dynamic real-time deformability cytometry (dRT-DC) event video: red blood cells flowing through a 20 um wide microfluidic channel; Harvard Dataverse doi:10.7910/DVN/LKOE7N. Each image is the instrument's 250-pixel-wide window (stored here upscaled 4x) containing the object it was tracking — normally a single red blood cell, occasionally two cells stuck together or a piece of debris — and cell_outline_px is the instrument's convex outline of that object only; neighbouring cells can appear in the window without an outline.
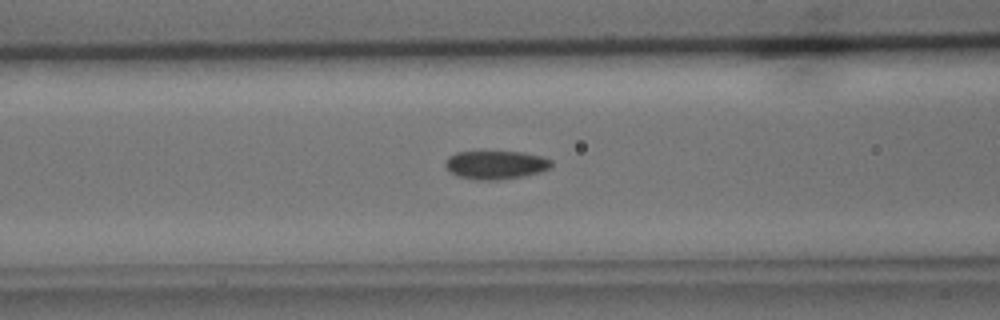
{"species": "common noctule bat (a hibernating species)", "species_latin": "Nyctalus noctula", "temperature_condition": "cold", "stored_images_in_passage": 45, "camera_frame_rate_fps": 3000, "um_per_image_px": 0.085, "animal": {"sex": "male", "body_mass_g": 15.6}, "frame": {"image": 1, "passage_image": 13, "time_ms": 4.0, "image_size_px": [1000, 320], "cell_outline_px": [[552, 168], [540, 172], [524, 176], [496, 180], [476, 180], [456, 176], [444, 164], [448, 156], [456, 152], [484, 148], [524, 152], [544, 156], [552, 160]], "centroid_in_image_um": [42.14, 13.95], "position_along_channel_um": 124.5, "area_um2": 18.73}}
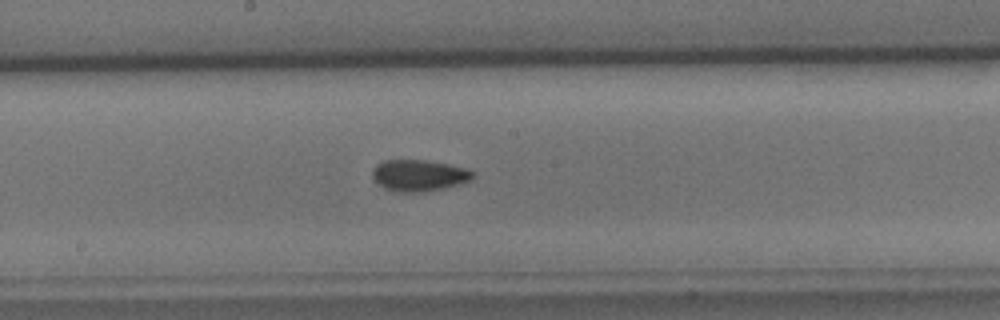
{"frame": {"image": 2, "passage_image": 20, "time_ms": 6.333, "image_size_px": [1000, 320], "cell_outline_px": [[472, 180], [444, 188], [424, 192], [396, 192], [384, 188], [372, 176], [372, 168], [376, 164], [384, 160], [424, 160], [448, 164], [468, 168], [472, 172]], "centroid_in_image_um": [35.59, 14.91], "position_along_channel_um": 212.6, "area_um2": 18.38}}
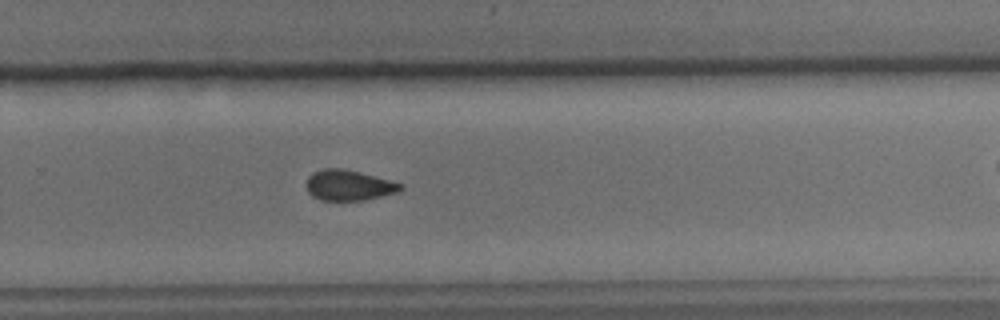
{"frame": {"image": 3, "passage_image": 27, "time_ms": 8.667, "image_size_px": [1000, 320], "cell_outline_px": [[404, 188], [400, 192], [364, 200], [320, 200], [312, 196], [308, 192], [304, 184], [308, 176], [312, 172], [324, 168], [344, 168], [360, 172], [404, 184]], "centroid_in_image_um": [29.63, 15.74], "position_along_channel_um": 300.2, "area_um2": 17.05}, "authors_computed_cell_mechanics": {"area_um2": 17.629, "velocity_mm_per_s": 3.7631, "shape_relaxation_time_tau1_ms": 4.4836, "shape_relaxation_time_tau2_ms": 5.2633, "deformation_change_tau1": 0.0878, "deformation_change_tau2": 0.0924}}